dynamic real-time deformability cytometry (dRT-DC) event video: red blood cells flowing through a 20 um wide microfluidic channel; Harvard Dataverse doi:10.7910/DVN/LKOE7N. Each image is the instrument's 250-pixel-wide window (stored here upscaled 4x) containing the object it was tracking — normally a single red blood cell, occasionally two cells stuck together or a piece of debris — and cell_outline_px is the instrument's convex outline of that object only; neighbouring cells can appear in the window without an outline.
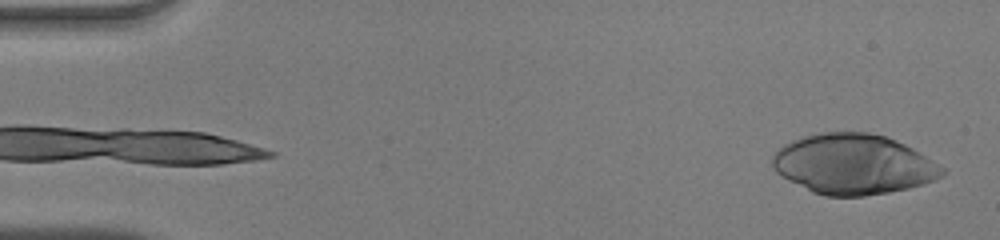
{"species": "human", "species_latin": "Homo sapiens", "temperature_condition": "warm", "stored_images_in_passage": 50, "camera_frame_rate_fps": 3000, "um_per_image_px": 0.085, "donor": {"sex": "male"}, "frame": {"image": 1, "passage_image": 1, "time_ms": 0.0, "image_size_px": [1000, 240], "cell_outline_px": [[944, 176], [936, 180], [924, 184], [908, 188], [888, 192], [864, 196], [824, 196], [812, 192], [788, 180], [776, 172], [772, 168], [772, 156], [784, 144], [792, 140], [804, 136], [820, 132], [868, 132], [884, 136], [896, 140], [920, 152], [944, 168]], "centroid_in_image_um": [72.53, 13.96], "position_along_channel_um": 12.5, "area_um2": 59.59}}